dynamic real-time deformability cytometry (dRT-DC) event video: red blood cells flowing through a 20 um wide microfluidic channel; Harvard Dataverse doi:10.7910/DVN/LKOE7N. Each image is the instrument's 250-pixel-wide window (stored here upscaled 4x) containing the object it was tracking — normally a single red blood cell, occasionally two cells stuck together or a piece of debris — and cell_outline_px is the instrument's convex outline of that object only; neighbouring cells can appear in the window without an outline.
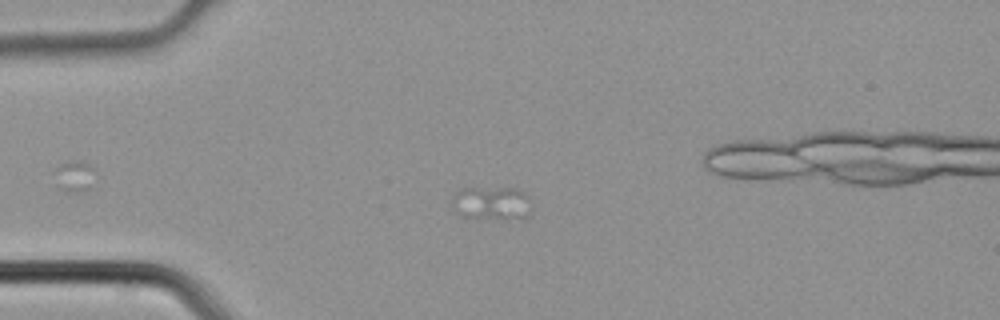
{"species": "common noctule bat (a hibernating species)", "species_latin": "Nyctalus noctula", "temperature_condition": "cold", "stored_images_in_passage": 3, "camera_frame_rate_fps": 3000, "um_per_image_px": 0.085, "animal": {"sex": "male", "body_mass_g": 21.5, "forearm_length_mm": 52.0}, "frame": {"image": 1, "passage_image": 1, "time_ms": 0.0, "image_size_px": [1000, 320], "cell_outline_px": [[532, 208], [528, 216], [460, 216], [452, 208], [452, 200], [456, 192], [464, 188], [516, 188], [524, 192], [528, 196]], "centroid_in_image_um": [41.77, 17.2], "position_along_channel_um": 43.2, "area_um2": 14.8}}